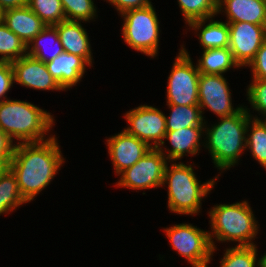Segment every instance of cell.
I'll return each mask as SVG.
<instances>
[{
    "instance_id": "cell-1",
    "label": "cell",
    "mask_w": 266,
    "mask_h": 267,
    "mask_svg": "<svg viewBox=\"0 0 266 267\" xmlns=\"http://www.w3.org/2000/svg\"><path fill=\"white\" fill-rule=\"evenodd\" d=\"M65 158L56 135L41 142L16 143L8 167L15 174L22 197L29 203L61 170Z\"/></svg>"
},
{
    "instance_id": "cell-2",
    "label": "cell",
    "mask_w": 266,
    "mask_h": 267,
    "mask_svg": "<svg viewBox=\"0 0 266 267\" xmlns=\"http://www.w3.org/2000/svg\"><path fill=\"white\" fill-rule=\"evenodd\" d=\"M250 117L244 106L235 115L220 117L217 123L211 124V128L205 121L204 148L208 149L214 167L221 173L239 164L240 156L246 150V129Z\"/></svg>"
},
{
    "instance_id": "cell-3",
    "label": "cell",
    "mask_w": 266,
    "mask_h": 267,
    "mask_svg": "<svg viewBox=\"0 0 266 267\" xmlns=\"http://www.w3.org/2000/svg\"><path fill=\"white\" fill-rule=\"evenodd\" d=\"M55 118L51 113L27 101L7 99L0 103V129L16 143L50 139ZM47 135V137H46Z\"/></svg>"
},
{
    "instance_id": "cell-4",
    "label": "cell",
    "mask_w": 266,
    "mask_h": 267,
    "mask_svg": "<svg viewBox=\"0 0 266 267\" xmlns=\"http://www.w3.org/2000/svg\"><path fill=\"white\" fill-rule=\"evenodd\" d=\"M218 178L219 174L201 184L192 164L170 161V166L166 164L162 185L168 188L167 208L172 213L194 217L201 212V201L213 190Z\"/></svg>"
},
{
    "instance_id": "cell-5",
    "label": "cell",
    "mask_w": 266,
    "mask_h": 267,
    "mask_svg": "<svg viewBox=\"0 0 266 267\" xmlns=\"http://www.w3.org/2000/svg\"><path fill=\"white\" fill-rule=\"evenodd\" d=\"M208 215L210 217L209 224H211L209 237L213 247L212 253L217 251L215 242H236L235 246L256 245L253 240L257 238L260 224H258L248 201L216 204L211 207Z\"/></svg>"
},
{
    "instance_id": "cell-6",
    "label": "cell",
    "mask_w": 266,
    "mask_h": 267,
    "mask_svg": "<svg viewBox=\"0 0 266 267\" xmlns=\"http://www.w3.org/2000/svg\"><path fill=\"white\" fill-rule=\"evenodd\" d=\"M123 19L122 38L137 52L150 58L158 55L160 42V22L153 5L132 9L120 15Z\"/></svg>"
},
{
    "instance_id": "cell-7",
    "label": "cell",
    "mask_w": 266,
    "mask_h": 267,
    "mask_svg": "<svg viewBox=\"0 0 266 267\" xmlns=\"http://www.w3.org/2000/svg\"><path fill=\"white\" fill-rule=\"evenodd\" d=\"M171 73L168 77L166 89V105L199 106L198 82L200 72L193 65L190 54L184 45H180Z\"/></svg>"
},
{
    "instance_id": "cell-8",
    "label": "cell",
    "mask_w": 266,
    "mask_h": 267,
    "mask_svg": "<svg viewBox=\"0 0 266 267\" xmlns=\"http://www.w3.org/2000/svg\"><path fill=\"white\" fill-rule=\"evenodd\" d=\"M163 230L172 250L184 257L189 264L213 258L209 231L200 229L191 223L175 224Z\"/></svg>"
},
{
    "instance_id": "cell-9",
    "label": "cell",
    "mask_w": 266,
    "mask_h": 267,
    "mask_svg": "<svg viewBox=\"0 0 266 267\" xmlns=\"http://www.w3.org/2000/svg\"><path fill=\"white\" fill-rule=\"evenodd\" d=\"M167 158L158 148H151L137 163L123 171L116 187L148 190L163 187Z\"/></svg>"
},
{
    "instance_id": "cell-10",
    "label": "cell",
    "mask_w": 266,
    "mask_h": 267,
    "mask_svg": "<svg viewBox=\"0 0 266 267\" xmlns=\"http://www.w3.org/2000/svg\"><path fill=\"white\" fill-rule=\"evenodd\" d=\"M124 118L128 126L124 130L151 148L165 145L166 117L160 109L151 105H139L127 111Z\"/></svg>"
},
{
    "instance_id": "cell-11",
    "label": "cell",
    "mask_w": 266,
    "mask_h": 267,
    "mask_svg": "<svg viewBox=\"0 0 266 267\" xmlns=\"http://www.w3.org/2000/svg\"><path fill=\"white\" fill-rule=\"evenodd\" d=\"M229 82L224 75L200 73L198 82V105L202 116L204 110L212 111L218 118L228 117L238 113L244 105L234 108L232 104V93Z\"/></svg>"
},
{
    "instance_id": "cell-12",
    "label": "cell",
    "mask_w": 266,
    "mask_h": 267,
    "mask_svg": "<svg viewBox=\"0 0 266 267\" xmlns=\"http://www.w3.org/2000/svg\"><path fill=\"white\" fill-rule=\"evenodd\" d=\"M229 49L239 66L247 67L266 41V25L248 22L228 23Z\"/></svg>"
},
{
    "instance_id": "cell-13",
    "label": "cell",
    "mask_w": 266,
    "mask_h": 267,
    "mask_svg": "<svg viewBox=\"0 0 266 267\" xmlns=\"http://www.w3.org/2000/svg\"><path fill=\"white\" fill-rule=\"evenodd\" d=\"M117 176L137 163L151 147L125 130L105 140Z\"/></svg>"
},
{
    "instance_id": "cell-14",
    "label": "cell",
    "mask_w": 266,
    "mask_h": 267,
    "mask_svg": "<svg viewBox=\"0 0 266 267\" xmlns=\"http://www.w3.org/2000/svg\"><path fill=\"white\" fill-rule=\"evenodd\" d=\"M14 83L43 91H65L49 73L45 62L25 55L11 63Z\"/></svg>"
},
{
    "instance_id": "cell-15",
    "label": "cell",
    "mask_w": 266,
    "mask_h": 267,
    "mask_svg": "<svg viewBox=\"0 0 266 267\" xmlns=\"http://www.w3.org/2000/svg\"><path fill=\"white\" fill-rule=\"evenodd\" d=\"M204 132L205 126L167 131L164 139L169 141L171 148L167 149L166 146H160L158 149L167 158L168 162H177V160H181L184 156H188V154L191 155V157L195 156L201 150L200 146H204V142L202 141V137H205Z\"/></svg>"
},
{
    "instance_id": "cell-16",
    "label": "cell",
    "mask_w": 266,
    "mask_h": 267,
    "mask_svg": "<svg viewBox=\"0 0 266 267\" xmlns=\"http://www.w3.org/2000/svg\"><path fill=\"white\" fill-rule=\"evenodd\" d=\"M46 65L52 77L66 91L80 83L87 70L86 67H91L83 57L67 52L46 62Z\"/></svg>"
},
{
    "instance_id": "cell-17",
    "label": "cell",
    "mask_w": 266,
    "mask_h": 267,
    "mask_svg": "<svg viewBox=\"0 0 266 267\" xmlns=\"http://www.w3.org/2000/svg\"><path fill=\"white\" fill-rule=\"evenodd\" d=\"M221 12L227 23L266 25V0H218L217 15Z\"/></svg>"
},
{
    "instance_id": "cell-18",
    "label": "cell",
    "mask_w": 266,
    "mask_h": 267,
    "mask_svg": "<svg viewBox=\"0 0 266 267\" xmlns=\"http://www.w3.org/2000/svg\"><path fill=\"white\" fill-rule=\"evenodd\" d=\"M54 27L57 29L64 52L83 57L93 67L94 59L89 35L81 21L65 20Z\"/></svg>"
},
{
    "instance_id": "cell-19",
    "label": "cell",
    "mask_w": 266,
    "mask_h": 267,
    "mask_svg": "<svg viewBox=\"0 0 266 267\" xmlns=\"http://www.w3.org/2000/svg\"><path fill=\"white\" fill-rule=\"evenodd\" d=\"M1 20L26 44L46 26L27 5L4 10Z\"/></svg>"
},
{
    "instance_id": "cell-20",
    "label": "cell",
    "mask_w": 266,
    "mask_h": 267,
    "mask_svg": "<svg viewBox=\"0 0 266 267\" xmlns=\"http://www.w3.org/2000/svg\"><path fill=\"white\" fill-rule=\"evenodd\" d=\"M208 22V23H207ZM197 34L203 50L229 47V26L213 17L192 21L188 24Z\"/></svg>"
},
{
    "instance_id": "cell-21",
    "label": "cell",
    "mask_w": 266,
    "mask_h": 267,
    "mask_svg": "<svg viewBox=\"0 0 266 267\" xmlns=\"http://www.w3.org/2000/svg\"><path fill=\"white\" fill-rule=\"evenodd\" d=\"M48 51L49 54L46 53ZM63 52V46L60 42L57 29L54 26H45V28L27 44V55L45 63L51 61Z\"/></svg>"
},
{
    "instance_id": "cell-22",
    "label": "cell",
    "mask_w": 266,
    "mask_h": 267,
    "mask_svg": "<svg viewBox=\"0 0 266 267\" xmlns=\"http://www.w3.org/2000/svg\"><path fill=\"white\" fill-rule=\"evenodd\" d=\"M196 66L200 73L214 75H224L231 68H240L228 47L203 50Z\"/></svg>"
},
{
    "instance_id": "cell-23",
    "label": "cell",
    "mask_w": 266,
    "mask_h": 267,
    "mask_svg": "<svg viewBox=\"0 0 266 267\" xmlns=\"http://www.w3.org/2000/svg\"><path fill=\"white\" fill-rule=\"evenodd\" d=\"M170 113L166 117V130L174 131L187 127L205 126L199 106L167 105Z\"/></svg>"
},
{
    "instance_id": "cell-24",
    "label": "cell",
    "mask_w": 266,
    "mask_h": 267,
    "mask_svg": "<svg viewBox=\"0 0 266 267\" xmlns=\"http://www.w3.org/2000/svg\"><path fill=\"white\" fill-rule=\"evenodd\" d=\"M246 150L266 170V121L249 118L246 129Z\"/></svg>"
},
{
    "instance_id": "cell-25",
    "label": "cell",
    "mask_w": 266,
    "mask_h": 267,
    "mask_svg": "<svg viewBox=\"0 0 266 267\" xmlns=\"http://www.w3.org/2000/svg\"><path fill=\"white\" fill-rule=\"evenodd\" d=\"M27 203L19 191L15 174L9 167H5L0 173V205L12 213Z\"/></svg>"
},
{
    "instance_id": "cell-26",
    "label": "cell",
    "mask_w": 266,
    "mask_h": 267,
    "mask_svg": "<svg viewBox=\"0 0 266 267\" xmlns=\"http://www.w3.org/2000/svg\"><path fill=\"white\" fill-rule=\"evenodd\" d=\"M0 61H16L27 55V44L0 20Z\"/></svg>"
},
{
    "instance_id": "cell-27",
    "label": "cell",
    "mask_w": 266,
    "mask_h": 267,
    "mask_svg": "<svg viewBox=\"0 0 266 267\" xmlns=\"http://www.w3.org/2000/svg\"><path fill=\"white\" fill-rule=\"evenodd\" d=\"M186 26L195 20L217 16L218 0H177Z\"/></svg>"
},
{
    "instance_id": "cell-28",
    "label": "cell",
    "mask_w": 266,
    "mask_h": 267,
    "mask_svg": "<svg viewBox=\"0 0 266 267\" xmlns=\"http://www.w3.org/2000/svg\"><path fill=\"white\" fill-rule=\"evenodd\" d=\"M257 250V245L226 248L219 267H258Z\"/></svg>"
},
{
    "instance_id": "cell-29",
    "label": "cell",
    "mask_w": 266,
    "mask_h": 267,
    "mask_svg": "<svg viewBox=\"0 0 266 267\" xmlns=\"http://www.w3.org/2000/svg\"><path fill=\"white\" fill-rule=\"evenodd\" d=\"M46 26L66 20L61 0H27L26 4Z\"/></svg>"
},
{
    "instance_id": "cell-30",
    "label": "cell",
    "mask_w": 266,
    "mask_h": 267,
    "mask_svg": "<svg viewBox=\"0 0 266 267\" xmlns=\"http://www.w3.org/2000/svg\"><path fill=\"white\" fill-rule=\"evenodd\" d=\"M64 15L68 21H93L98 17L94 0H61Z\"/></svg>"
},
{
    "instance_id": "cell-31",
    "label": "cell",
    "mask_w": 266,
    "mask_h": 267,
    "mask_svg": "<svg viewBox=\"0 0 266 267\" xmlns=\"http://www.w3.org/2000/svg\"><path fill=\"white\" fill-rule=\"evenodd\" d=\"M250 83L251 84L247 86L248 88H246L247 100L251 105V109L253 108V111L258 112L259 116H261H253V114L250 113V108L246 107V110L251 117L266 121V80L252 78Z\"/></svg>"
},
{
    "instance_id": "cell-32",
    "label": "cell",
    "mask_w": 266,
    "mask_h": 267,
    "mask_svg": "<svg viewBox=\"0 0 266 267\" xmlns=\"http://www.w3.org/2000/svg\"><path fill=\"white\" fill-rule=\"evenodd\" d=\"M253 79L266 80V41L261 45L255 58L249 63Z\"/></svg>"
},
{
    "instance_id": "cell-33",
    "label": "cell",
    "mask_w": 266,
    "mask_h": 267,
    "mask_svg": "<svg viewBox=\"0 0 266 267\" xmlns=\"http://www.w3.org/2000/svg\"><path fill=\"white\" fill-rule=\"evenodd\" d=\"M14 75L10 62L0 61V103L7 100V93L13 87Z\"/></svg>"
},
{
    "instance_id": "cell-34",
    "label": "cell",
    "mask_w": 266,
    "mask_h": 267,
    "mask_svg": "<svg viewBox=\"0 0 266 267\" xmlns=\"http://www.w3.org/2000/svg\"><path fill=\"white\" fill-rule=\"evenodd\" d=\"M119 15L132 9H141L152 4L151 0H106Z\"/></svg>"
},
{
    "instance_id": "cell-35",
    "label": "cell",
    "mask_w": 266,
    "mask_h": 267,
    "mask_svg": "<svg viewBox=\"0 0 266 267\" xmlns=\"http://www.w3.org/2000/svg\"><path fill=\"white\" fill-rule=\"evenodd\" d=\"M15 143L0 129V164L8 167Z\"/></svg>"
},
{
    "instance_id": "cell-36",
    "label": "cell",
    "mask_w": 266,
    "mask_h": 267,
    "mask_svg": "<svg viewBox=\"0 0 266 267\" xmlns=\"http://www.w3.org/2000/svg\"><path fill=\"white\" fill-rule=\"evenodd\" d=\"M27 4V0H0V12L4 10L18 8Z\"/></svg>"
},
{
    "instance_id": "cell-37",
    "label": "cell",
    "mask_w": 266,
    "mask_h": 267,
    "mask_svg": "<svg viewBox=\"0 0 266 267\" xmlns=\"http://www.w3.org/2000/svg\"><path fill=\"white\" fill-rule=\"evenodd\" d=\"M211 260H213V259L211 258V259H208L206 261H203V262H200V263H192L190 265L192 267H208V264L211 262Z\"/></svg>"
},
{
    "instance_id": "cell-38",
    "label": "cell",
    "mask_w": 266,
    "mask_h": 267,
    "mask_svg": "<svg viewBox=\"0 0 266 267\" xmlns=\"http://www.w3.org/2000/svg\"><path fill=\"white\" fill-rule=\"evenodd\" d=\"M258 267H266V253L261 258L258 257Z\"/></svg>"
},
{
    "instance_id": "cell-39",
    "label": "cell",
    "mask_w": 266,
    "mask_h": 267,
    "mask_svg": "<svg viewBox=\"0 0 266 267\" xmlns=\"http://www.w3.org/2000/svg\"><path fill=\"white\" fill-rule=\"evenodd\" d=\"M2 214H10V212L4 207V205H0V216Z\"/></svg>"
},
{
    "instance_id": "cell-40",
    "label": "cell",
    "mask_w": 266,
    "mask_h": 267,
    "mask_svg": "<svg viewBox=\"0 0 266 267\" xmlns=\"http://www.w3.org/2000/svg\"><path fill=\"white\" fill-rule=\"evenodd\" d=\"M6 166H4L3 164H0V173L1 171L5 168Z\"/></svg>"
}]
</instances>
